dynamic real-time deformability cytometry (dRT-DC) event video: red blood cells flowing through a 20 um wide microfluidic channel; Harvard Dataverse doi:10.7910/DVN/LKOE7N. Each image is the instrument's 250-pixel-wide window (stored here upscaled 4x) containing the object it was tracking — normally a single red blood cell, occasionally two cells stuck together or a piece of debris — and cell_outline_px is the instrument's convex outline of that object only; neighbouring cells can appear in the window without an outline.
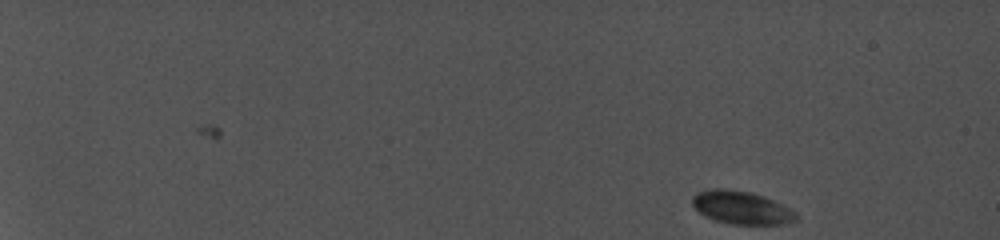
{"species": "common noctule bat (a hibernating species)", "species_latin": "Nyctalus noctula", "temperature_condition": "cold", "stored_images_in_passage": 49, "camera_frame_rate_fps": 5000, "um_per_image_px": 0.085, "animal": {"sex": "female", "body_mass_g": 19.0, "forearm_length_mm": 56.7}, "frame": {"image": 1, "passage_image": 1, "time_ms": 0.0, "image_size_px": [1000, 240], "cell_outline_px": [[796, 220], [784, 224], [732, 224], [716, 220], [704, 216], [692, 204], [692, 196], [696, 192], [712, 188], [724, 188], [752, 192], [764, 196], [796, 212]], "centroid_in_image_um": [62.98, 17.63], "position_along_channel_um": 22.0, "area_um2": 19.88}}
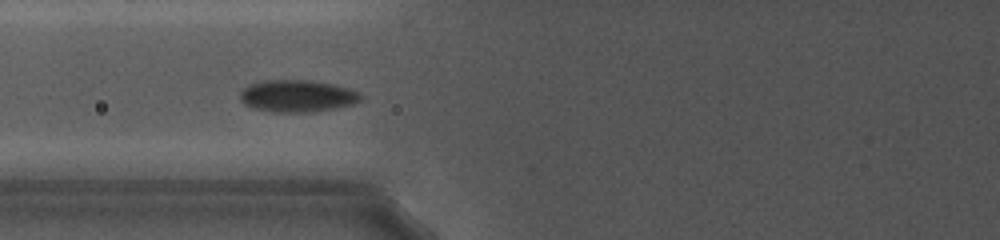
{"frame": {"image": 2, "passage_image": 25, "time_ms": 7.4, "image_size_px": [1000, 240], "cell_outline_px": [[364, 96], [360, 100], [352, 104], [336, 108], [304, 112], [272, 112], [256, 108], [244, 104], [240, 100], [240, 92], [248, 84], [264, 80], [308, 80], [332, 84], [348, 88], [360, 92]], "centroid_in_image_um": [25.26, 8.15], "position_along_channel_um": 100.5, "area_um2": 22.48}}
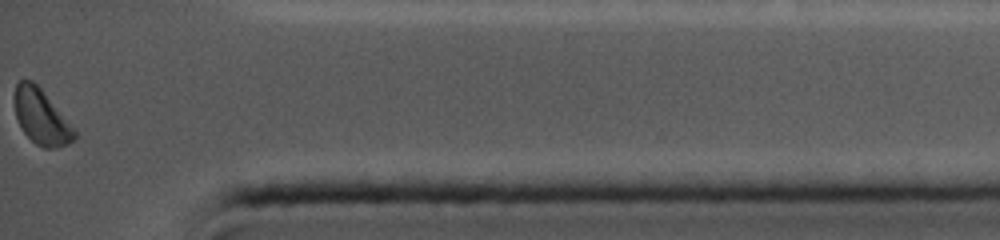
{"frame": {"image": 3, "passage_image": 49, "time_ms": 16.2, "image_size_px": [1000, 240], "cell_outline_px": [[76, 136], [68, 144], [56, 148], [44, 148], [36, 144], [20, 128], [16, 116], [12, 96], [16, 84], [20, 80], [32, 80], [40, 88], [76, 132]], "centroid_in_image_um": [3.44, 9.93], "position_along_channel_um": 431.8, "area_um2": 18.96}, "authors_computed_cell_mechanics": {"area_um2": 20.4612, "velocity_mm_per_s": 3.8361, "shape_relaxation_time_tau1_ms": 3.0953, "shape_relaxation_time_tau2_ms": null, "deformation_change_tau1": 0.0942, "deformation_change_tau2": null}}